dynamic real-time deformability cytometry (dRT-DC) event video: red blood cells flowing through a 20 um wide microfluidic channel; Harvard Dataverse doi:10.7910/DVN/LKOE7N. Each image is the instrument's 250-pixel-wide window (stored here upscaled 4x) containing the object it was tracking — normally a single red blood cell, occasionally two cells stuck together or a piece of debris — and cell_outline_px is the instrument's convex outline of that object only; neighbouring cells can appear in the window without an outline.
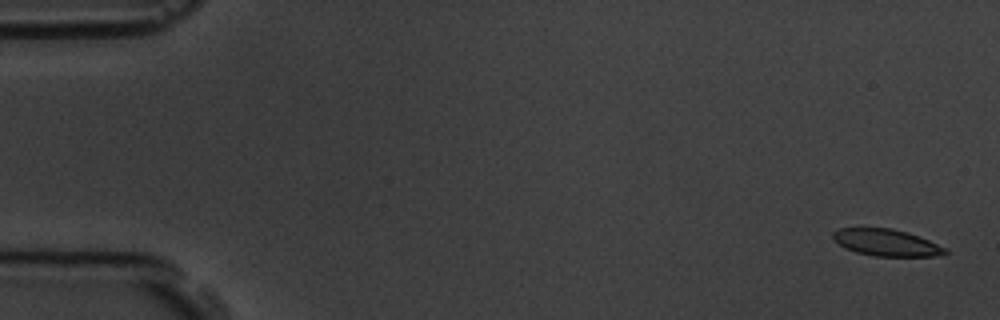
{"species": "common noctule bat (a hibernating species)", "species_latin": "Nyctalus noctula", "temperature_condition": "room temperature", "stored_images_in_passage": 6, "camera_frame_rate_fps": 3000, "um_per_image_px": 0.085, "animal": {"sex": "male", "body_mass_g": 19.5, "forearm_length_mm": 54.6}, "frame": {"image": 1, "passage_image": 1, "time_ms": 0.0, "image_size_px": [1000, 320], "cell_outline_px": [[948, 252], [936, 256], [872, 256], [856, 252], [844, 248], [832, 236], [832, 232], [840, 228], [892, 228], [908, 232], [948, 248]], "centroid_in_image_um": [75.35, 20.62], "position_along_channel_um": 9.6, "area_um2": 17.51}}
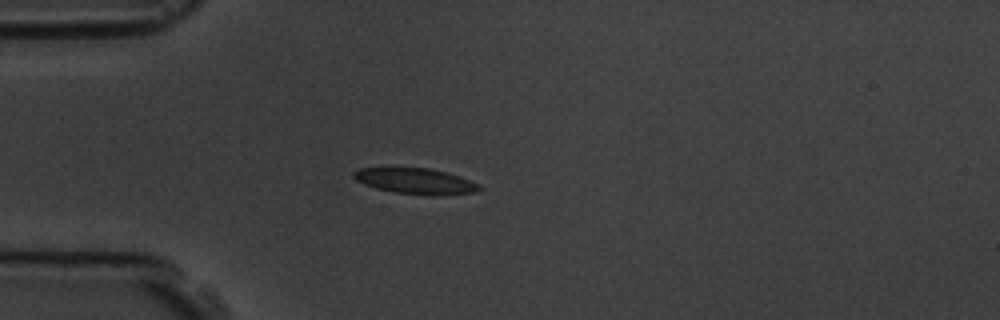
{"frame": {"image": 2, "passage_image": 5, "time_ms": 4.667, "image_size_px": [1000, 320], "cell_outline_px": [[484, 188], [476, 192], [440, 196], [432, 196], [396, 192], [376, 188], [364, 184], [356, 180], [352, 176], [352, 172], [360, 168], [392, 164], [428, 168], [448, 172], [460, 176], [480, 184]], "centroid_in_image_um": [35.29, 15.34], "position_along_channel_um": 49.7, "area_um2": 20.06}}